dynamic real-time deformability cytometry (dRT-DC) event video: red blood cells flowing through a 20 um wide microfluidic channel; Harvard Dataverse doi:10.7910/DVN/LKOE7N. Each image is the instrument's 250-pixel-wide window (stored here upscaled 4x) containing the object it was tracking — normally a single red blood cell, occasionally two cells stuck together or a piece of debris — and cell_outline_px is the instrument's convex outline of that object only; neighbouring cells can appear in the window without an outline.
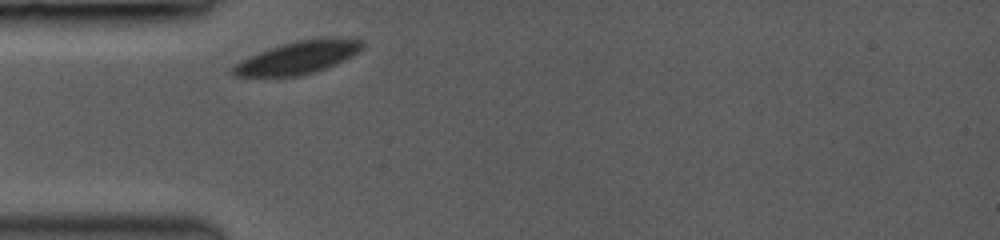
{"species": "common noctule bat (a hibernating species)", "species_latin": "Nyctalus noctula", "temperature_condition": "room temperature", "stored_images_in_passage": 34, "camera_frame_rate_fps": 3500, "um_per_image_px": 0.085, "animal": {"sex": "female", "body_mass_g": 19.0, "forearm_length_mm": 53.3}, "frame": {"image": 1, "passage_image": 1, "time_ms": 0.0, "image_size_px": [1000, 240], "cell_outline_px": [[364, 48], [360, 52], [336, 64], [312, 72], [296, 76], [232, 76], [232, 68], [240, 60], [248, 56], [268, 48], [296, 40], [332, 36], [336, 36], [364, 40]], "centroid_in_image_um": [25.39, 4.85], "position_along_channel_um": 59.6, "area_um2": 24.91}}
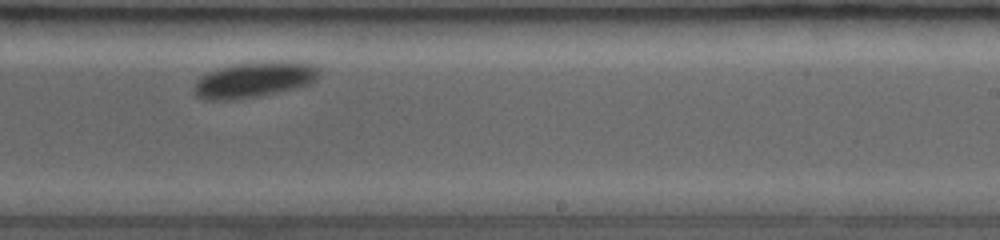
{"frame": {"image": 2, "passage_image": 21, "time_ms": 5.714, "image_size_px": [1000, 240], "cell_outline_px": [[320, 72], [316, 80], [308, 84], [292, 88], [256, 96], [200, 96], [196, 92], [196, 80], [200, 76], [208, 72], [220, 68], [236, 64], [312, 64]], "centroid_in_image_um": [21.66, 6.75], "position_along_channel_um": 267.3, "area_um2": 23.06}}
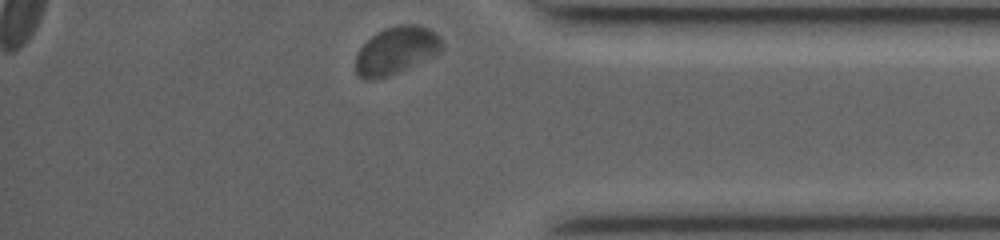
{"frame": {"image": 3, "passage_image": 34, "time_ms": 9.429, "image_size_px": [1000, 240], "cell_outline_px": [[440, 52], [388, 76], [376, 80], [364, 80], [356, 72], [356, 56], [360, 48], [372, 36], [388, 28], [400, 24], [412, 24], [428, 28], [440, 36]], "centroid_in_image_um": [33.64, 4.3], "position_along_channel_um": 401.6, "area_um2": 23.18}}